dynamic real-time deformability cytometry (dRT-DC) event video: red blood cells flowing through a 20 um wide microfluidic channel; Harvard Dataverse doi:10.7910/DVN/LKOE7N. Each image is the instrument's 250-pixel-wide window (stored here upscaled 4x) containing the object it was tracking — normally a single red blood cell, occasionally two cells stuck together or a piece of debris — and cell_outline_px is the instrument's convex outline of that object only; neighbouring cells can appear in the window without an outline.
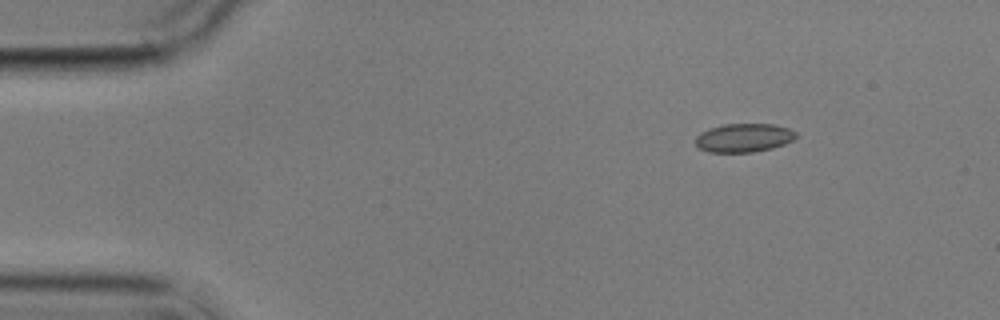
{"species": "common noctule bat (a hibernating species)", "species_latin": "Nyctalus noctula", "temperature_condition": "cold", "stored_images_in_passage": 3, "camera_frame_rate_fps": 3000, "um_per_image_px": 0.085, "animal": {"sex": "male", "body_mass_g": 17.9}, "frame": {"image": 1, "passage_image": 1, "time_ms": 0.0, "image_size_px": [1000, 320], "cell_outline_px": [[800, 136], [784, 144], [772, 148], [752, 152], [708, 152], [700, 148], [696, 144], [696, 136], [700, 132], [708, 128], [724, 124], [772, 124], [788, 128], [796, 132]], "centroid_in_image_um": [63.23, 11.71], "position_along_channel_um": 21.8, "area_um2": 16.82}}